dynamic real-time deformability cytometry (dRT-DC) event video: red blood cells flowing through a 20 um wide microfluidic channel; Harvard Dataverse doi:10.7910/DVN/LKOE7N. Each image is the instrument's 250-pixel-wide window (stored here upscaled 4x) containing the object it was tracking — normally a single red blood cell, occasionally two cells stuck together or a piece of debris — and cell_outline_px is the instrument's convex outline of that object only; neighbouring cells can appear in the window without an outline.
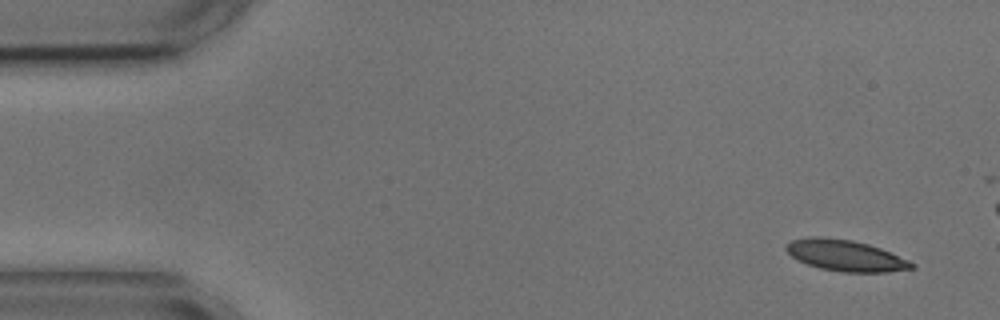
{"species": "common noctule bat (a hibernating species)", "species_latin": "Nyctalus noctula", "temperature_condition": "cold", "stored_images_in_passage": 5, "camera_frame_rate_fps": 3000, "um_per_image_px": 0.085, "animal": {"sex": "male", "body_mass_g": 17.9, "forearm_length_mm": 54.2}, "frame": {"image": 1, "passage_image": 1, "time_ms": 0.0, "image_size_px": [1000, 320], "cell_outline_px": [[916, 268], [888, 272], [840, 272], [820, 268], [808, 264], [792, 256], [784, 248], [792, 240], [812, 236], [820, 236], [852, 240], [868, 244], [880, 248], [908, 260], [916, 264]], "centroid_in_image_um": [71.89, 21.72], "position_along_channel_um": 13.1, "area_um2": 22.66}}